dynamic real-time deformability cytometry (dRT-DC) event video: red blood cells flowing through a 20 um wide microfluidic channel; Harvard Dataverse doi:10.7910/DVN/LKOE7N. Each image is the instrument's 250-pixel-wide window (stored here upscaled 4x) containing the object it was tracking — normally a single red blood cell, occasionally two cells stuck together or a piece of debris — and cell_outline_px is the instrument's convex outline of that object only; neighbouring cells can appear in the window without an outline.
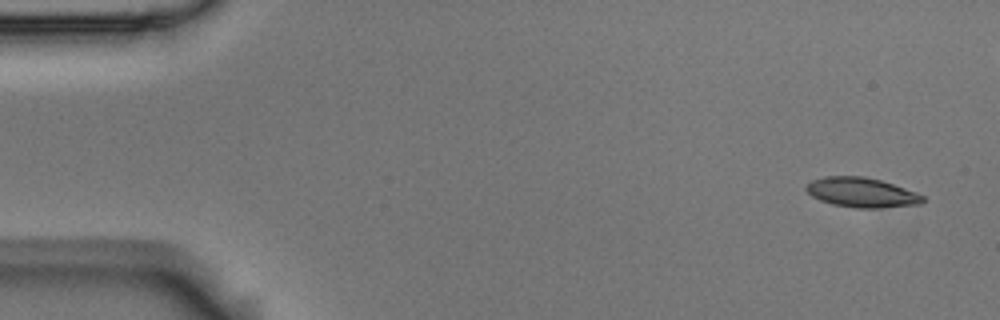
{"species": "Egyptian fruit bat (a non-hibernating species)", "species_latin": "Rousettus aegyptiacus", "temperature_condition": "room temperature", "stored_images_in_passage": 8, "camera_frame_rate_fps": 3000, "um_per_image_px": 0.085, "animal": {"sex": "male"}, "frame": {"image": 1, "passage_image": 1, "time_ms": 0.0, "image_size_px": [1000, 320], "cell_outline_px": [[924, 200], [920, 204], [876, 208], [856, 208], [832, 204], [820, 200], [812, 196], [804, 188], [812, 180], [824, 176], [864, 176], [880, 180], [916, 192], [924, 196]], "centroid_in_image_um": [73.22, 16.36], "position_along_channel_um": 11.8, "area_um2": 20.06}}
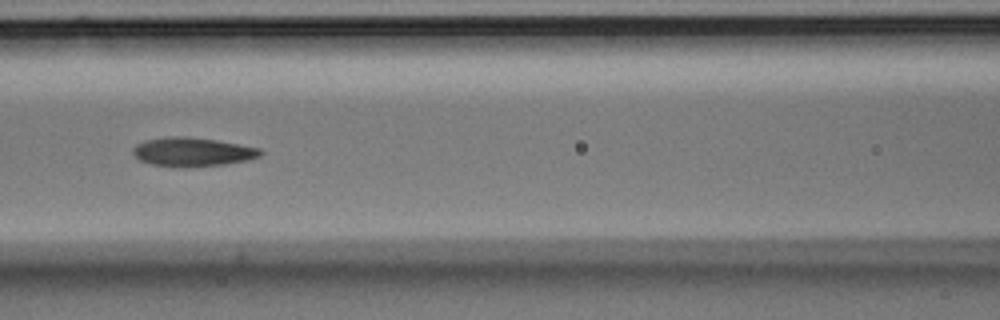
{"frame": {"image": 2, "passage_image": 7, "time_ms": 2.0, "image_size_px": [1000, 320], "cell_outline_px": [[264, 152], [260, 156], [248, 160], [224, 164], [184, 168], [180, 168], [152, 164], [140, 160], [132, 152], [132, 148], [136, 144], [144, 140], [168, 136], [184, 136], [216, 140], [260, 148]], "centroid_in_image_um": [16.35, 12.91], "position_along_channel_um": 150.3, "area_um2": 21.62}}
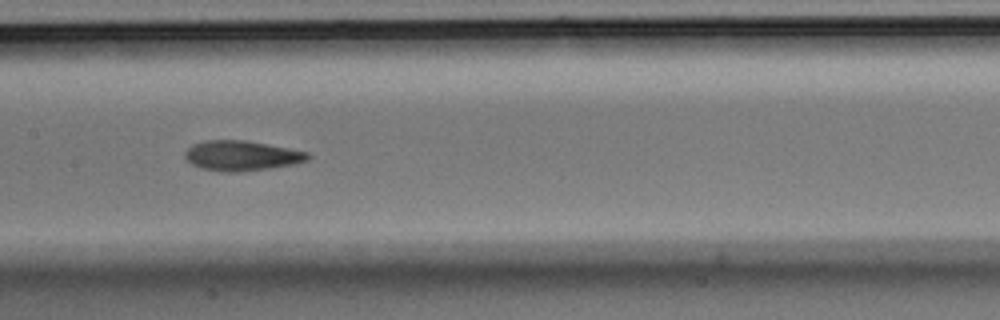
{"frame": {"image": 3, "passage_image": 8, "time_ms": 2.333, "image_size_px": [1000, 320], "cell_outline_px": [[312, 156], [308, 160], [296, 164], [240, 172], [224, 172], [200, 168], [192, 164], [184, 156], [184, 152], [192, 144], [204, 140], [244, 140], [288, 148], [308, 152]], "centroid_in_image_um": [20.53, 13.23], "position_along_channel_um": 186.9, "area_um2": 21.56}}